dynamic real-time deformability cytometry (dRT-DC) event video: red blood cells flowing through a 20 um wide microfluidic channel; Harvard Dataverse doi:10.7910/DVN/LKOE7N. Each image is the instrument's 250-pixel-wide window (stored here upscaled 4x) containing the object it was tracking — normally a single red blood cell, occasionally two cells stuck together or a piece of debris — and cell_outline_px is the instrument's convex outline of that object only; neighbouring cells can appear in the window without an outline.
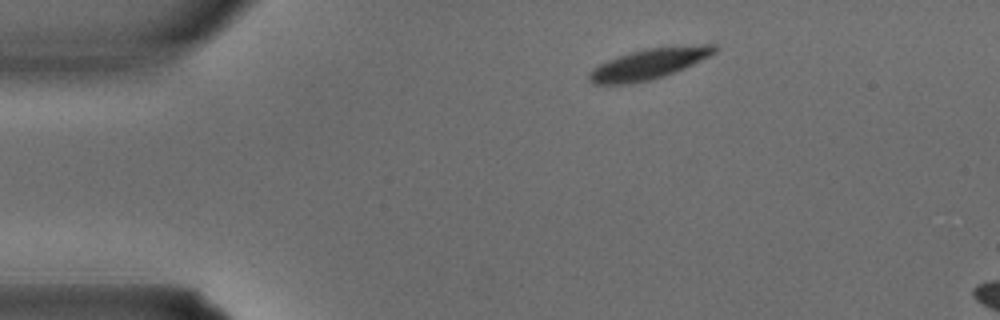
{"species": "common noctule bat (a hibernating species)", "species_latin": "Nyctalus noctula", "temperature_condition": "warm", "stored_images_in_passage": 3, "segment_of_instrument_passage": [1, 2], "camera_frame_rate_fps": 3000, "um_per_image_px": 0.085, "animal": {"sex": "male", "body_mass_g": 15.6}, "frame": {"image": 1, "passage_image": 1, "time_ms": 0.0, "image_size_px": [1000, 320], "cell_outline_px": [[720, 48], [716, 52], [684, 68], [664, 76], [648, 80], [628, 84], [592, 84], [588, 80], [588, 72], [592, 68], [608, 60], [644, 48], [704, 44], [716, 44]], "centroid_in_image_um": [55.15, 5.42], "position_along_channel_um": 29.9, "area_um2": 22.25}}